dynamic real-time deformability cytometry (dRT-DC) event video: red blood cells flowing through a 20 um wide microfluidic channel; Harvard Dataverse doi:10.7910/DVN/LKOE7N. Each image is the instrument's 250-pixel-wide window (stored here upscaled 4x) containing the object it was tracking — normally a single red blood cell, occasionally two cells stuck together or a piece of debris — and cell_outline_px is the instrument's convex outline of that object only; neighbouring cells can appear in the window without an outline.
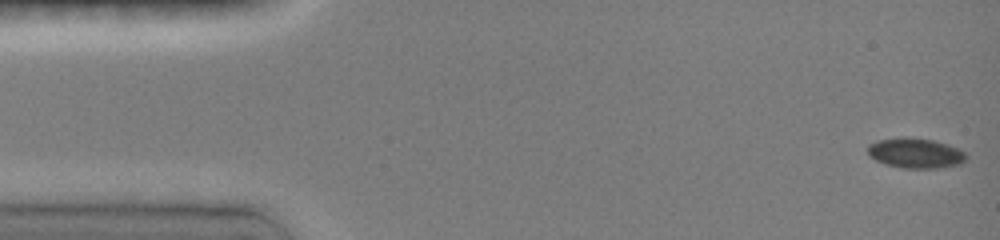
{"species": "common noctule bat (a hibernating species)", "species_latin": "Nyctalus noctula", "temperature_condition": "room temperature", "stored_images_in_passage": 48, "camera_frame_rate_fps": 3000, "um_per_image_px": 0.085, "animal": {"sex": "female", "body_mass_g": 19.0, "forearm_length_mm": 51.5}, "frame": {"image": 1, "passage_image": 1, "time_ms": 0.0, "image_size_px": [1000, 240], "cell_outline_px": [[968, 156], [960, 164], [940, 168], [900, 168], [884, 164], [868, 156], [868, 144], [876, 140], [904, 136], [932, 140], [948, 144], [964, 152]], "centroid_in_image_um": [77.77, 13.01], "position_along_channel_um": 7.2, "area_um2": 17.46}}
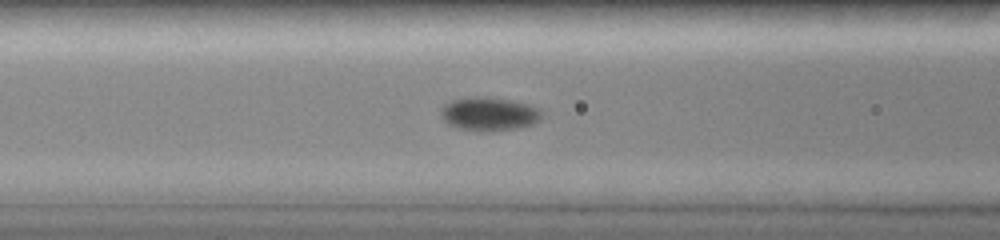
{"frame": {"image": 2, "passage_image": 19, "time_ms": 6.0, "image_size_px": [1000, 240], "cell_outline_px": [[540, 120], [532, 124], [516, 128], [488, 132], [480, 132], [460, 128], [448, 124], [440, 116], [440, 108], [444, 104], [452, 100], [472, 96], [484, 96], [508, 100], [528, 104], [540, 108]], "centroid_in_image_um": [41.52, 9.68], "position_along_channel_um": 125.1, "area_um2": 19.83}}
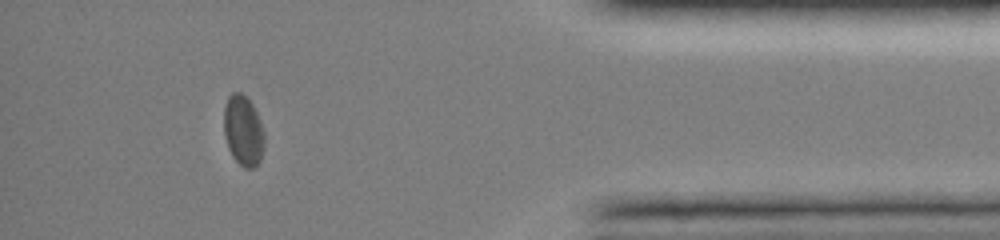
{"frame": {"image": 3, "passage_image": 43, "time_ms": 14.0, "image_size_px": [1000, 240], "cell_outline_px": [[264, 148], [260, 160], [252, 168], [244, 168], [232, 156], [228, 148], [224, 132], [224, 108], [228, 96], [232, 92], [240, 92], [252, 104], [260, 120], [264, 132]], "centroid_in_image_um": [20.67, 11.1], "position_along_channel_um": 414.5, "area_um2": 16.53}, "authors_computed_cell_mechanics": {"area_um2": 17.3111, "velocity_mm_per_s": 3.9808, "shape_relaxation_time_tau1_ms": 1.7391, "shape_relaxation_time_tau2_ms": null, "deformation_change_tau1": 0.0695, "deformation_change_tau2": null}}